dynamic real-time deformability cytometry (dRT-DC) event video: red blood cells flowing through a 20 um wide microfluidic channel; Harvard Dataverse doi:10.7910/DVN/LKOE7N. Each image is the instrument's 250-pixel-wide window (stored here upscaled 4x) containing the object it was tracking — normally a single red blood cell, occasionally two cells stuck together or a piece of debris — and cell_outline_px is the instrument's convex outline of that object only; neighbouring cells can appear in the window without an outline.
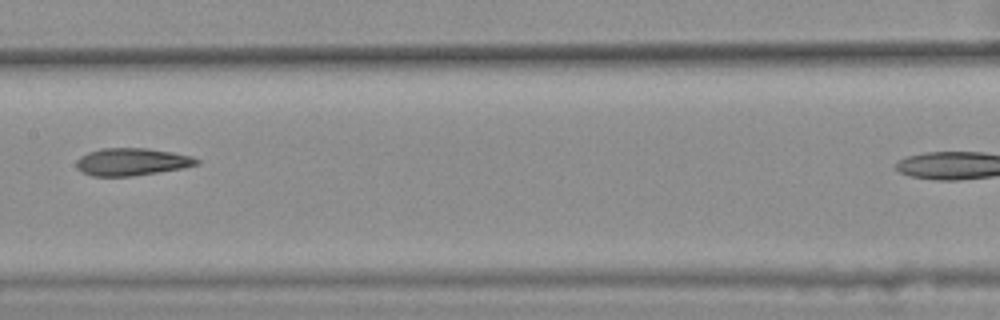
{"species": "common noctule bat (a hibernating species)", "species_latin": "Nyctalus noctula", "temperature_condition": "warm", "stored_images_in_passage": 6, "segment_of_instrument_passage": [1, 2], "camera_frame_rate_fps": 3000, "um_per_image_px": 0.085, "animal": {"sex": "female", "body_mass_g": 25.1}, "frame": {"image": 1, "passage_image": 5, "time_ms": 1.333, "image_size_px": [1000, 320], "cell_outline_px": [[200, 164], [180, 168], [132, 176], [92, 176], [76, 168], [76, 160], [80, 156], [88, 152], [100, 148], [148, 148], [172, 152], [192, 156], [200, 160]], "centroid_in_image_um": [11.18, 13.74], "position_along_channel_um": 196.2, "area_um2": 19.19}}